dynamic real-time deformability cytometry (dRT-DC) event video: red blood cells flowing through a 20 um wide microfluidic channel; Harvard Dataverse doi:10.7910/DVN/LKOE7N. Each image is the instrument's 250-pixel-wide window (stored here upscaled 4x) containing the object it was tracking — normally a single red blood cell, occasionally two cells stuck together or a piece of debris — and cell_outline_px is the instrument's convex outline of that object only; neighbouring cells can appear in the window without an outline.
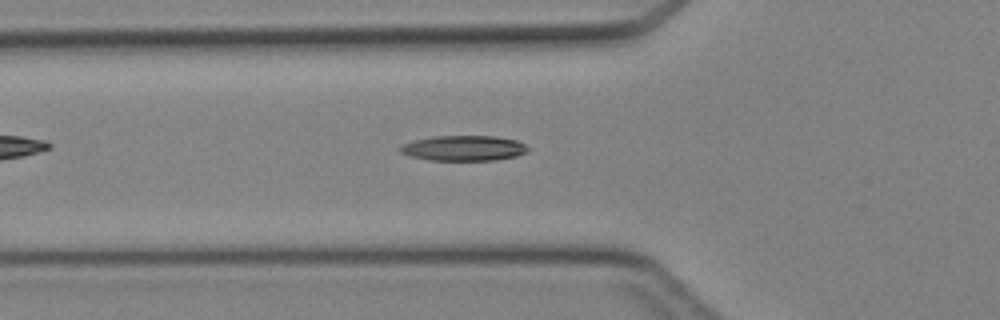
{"species": "Egyptian fruit bat (a non-hibernating species)", "species_latin": "Rousettus aegyptiacus", "temperature_condition": "cold", "stored_images_in_passage": 35, "camera_frame_rate_fps": 3000, "um_per_image_px": 0.085, "animal": {"sex": "female"}, "frame": {"image": 1, "passage_image": 7, "time_ms": 2.0, "image_size_px": [1000, 320], "cell_outline_px": [[528, 148], [524, 152], [516, 156], [496, 160], [428, 160], [412, 156], [400, 152], [396, 148], [400, 144], [432, 136], [496, 136], [516, 140], [524, 144]], "centroid_in_image_um": [39.36, 12.59], "position_along_channel_um": 86.4, "area_um2": 18.79}}
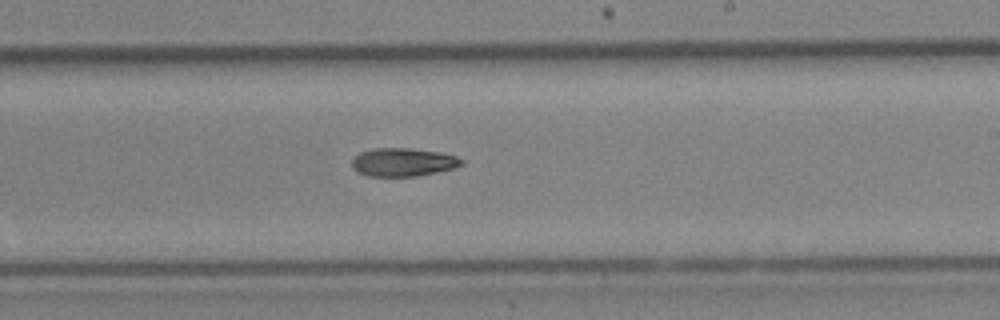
{"frame": {"image": 2, "passage_image": 18, "time_ms": 5.667, "image_size_px": [1000, 320], "cell_outline_px": [[464, 164], [456, 168], [416, 176], [368, 176], [356, 172], [352, 168], [352, 160], [360, 152], [376, 148], [408, 148], [440, 152], [456, 156], [464, 160]], "centroid_in_image_um": [34.27, 13.79], "position_along_channel_um": 254.7, "area_um2": 18.15}}
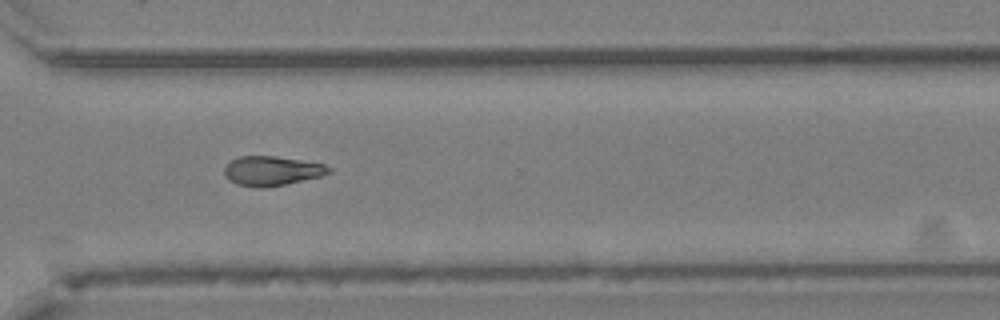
{"frame": {"image": 3, "passage_image": 24, "time_ms": 7.667, "image_size_px": [1000, 320], "cell_outline_px": [[332, 172], [320, 176], [284, 184], [264, 188], [256, 188], [236, 184], [228, 180], [224, 176], [224, 168], [232, 160], [240, 156], [276, 156], [324, 164], [332, 168]], "centroid_in_image_um": [23.08, 14.53], "position_along_channel_um": 347.5, "area_um2": 17.92}}